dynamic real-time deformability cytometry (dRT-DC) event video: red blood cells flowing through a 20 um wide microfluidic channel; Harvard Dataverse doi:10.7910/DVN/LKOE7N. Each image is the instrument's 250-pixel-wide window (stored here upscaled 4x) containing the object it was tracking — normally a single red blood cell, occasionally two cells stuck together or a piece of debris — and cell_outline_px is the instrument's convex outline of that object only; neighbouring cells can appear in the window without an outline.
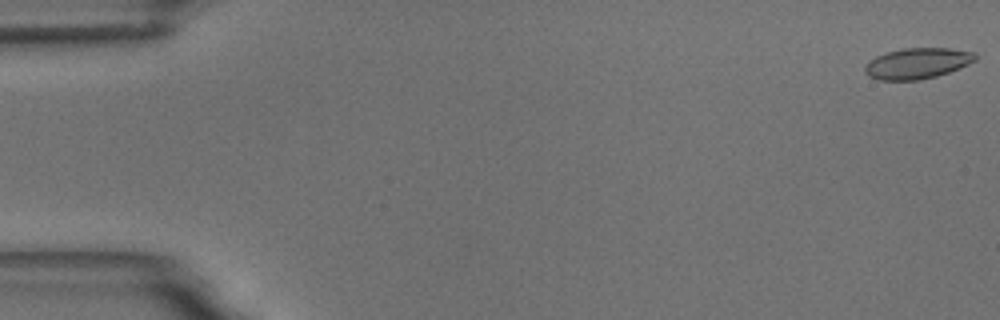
{"species": "common noctule bat (a hibernating species)", "species_latin": "Nyctalus noctula", "temperature_condition": "room temperature", "stored_images_in_passage": 56, "camera_frame_rate_fps": 3000, "um_per_image_px": 0.085, "animal": {"sex": "male", "body_mass_g": 18.8}, "frame": {"image": 1, "passage_image": 1, "time_ms": 0.0, "image_size_px": [1000, 320], "cell_outline_px": [[976, 60], [960, 68], [936, 76], [920, 80], [880, 80], [868, 76], [864, 72], [864, 68], [868, 60], [884, 52], [904, 48], [948, 48], [976, 52]], "centroid_in_image_um": [77.95, 5.38], "position_along_channel_um": 7.1, "area_um2": 20.0}}
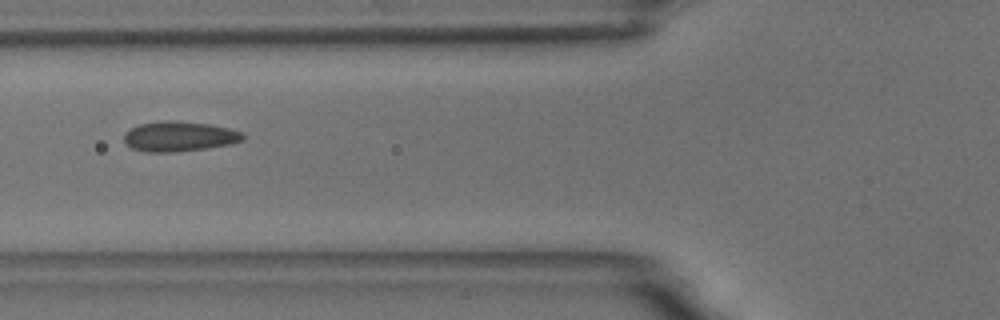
{"frame": {"image": 2, "passage_image": 22, "time_ms": 7.0, "image_size_px": [1000, 320], "cell_outline_px": [[244, 140], [232, 144], [204, 148], [172, 152], [148, 152], [132, 148], [124, 144], [124, 132], [140, 124], [164, 120], [172, 120], [208, 124], [228, 128], [240, 132], [244, 136]], "centroid_in_image_um": [15.2, 11.59], "position_along_channel_um": 110.6, "area_um2": 20.69}}
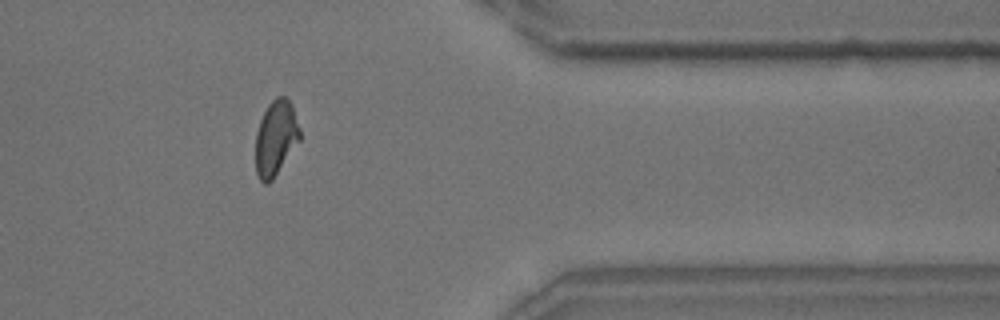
{"frame": {"image": 3, "passage_image": 47, "time_ms": 15.333, "image_size_px": [1000, 320], "cell_outline_px": [[300, 140], [272, 180], [268, 184], [264, 184], [260, 180], [256, 172], [256, 132], [260, 120], [268, 104], [276, 96], [288, 96], [292, 104], [300, 128]], "centroid_in_image_um": [23.45, 11.7], "position_along_channel_um": 388.0, "area_um2": 19.48}, "authors_computed_cell_mechanics": {"area_um2": 20.0277, "velocity_mm_per_s": 3.5353, "shape_relaxation_time_tau1_ms": 9.1979, "shape_relaxation_time_tau2_ms": 1.2335, "deformation_change_tau1": 0.1756, "deformation_change_tau2": 0.0712}}